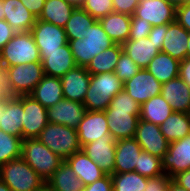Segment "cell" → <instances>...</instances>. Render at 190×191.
I'll list each match as a JSON object with an SVG mask.
<instances>
[{
	"instance_id": "b9f144b4",
	"label": "cell",
	"mask_w": 190,
	"mask_h": 191,
	"mask_svg": "<svg viewBox=\"0 0 190 191\" xmlns=\"http://www.w3.org/2000/svg\"><path fill=\"white\" fill-rule=\"evenodd\" d=\"M152 25L145 19L136 18L131 16V28L129 33L130 40H140L144 37H148L151 31Z\"/></svg>"
},
{
	"instance_id": "484cf974",
	"label": "cell",
	"mask_w": 190,
	"mask_h": 191,
	"mask_svg": "<svg viewBox=\"0 0 190 191\" xmlns=\"http://www.w3.org/2000/svg\"><path fill=\"white\" fill-rule=\"evenodd\" d=\"M106 34L115 44H124L129 39L131 16L111 12L98 20Z\"/></svg>"
},
{
	"instance_id": "60d3db41",
	"label": "cell",
	"mask_w": 190,
	"mask_h": 191,
	"mask_svg": "<svg viewBox=\"0 0 190 191\" xmlns=\"http://www.w3.org/2000/svg\"><path fill=\"white\" fill-rule=\"evenodd\" d=\"M140 107L141 105L123 89L113 97L106 110L140 111Z\"/></svg>"
},
{
	"instance_id": "44dd1931",
	"label": "cell",
	"mask_w": 190,
	"mask_h": 191,
	"mask_svg": "<svg viewBox=\"0 0 190 191\" xmlns=\"http://www.w3.org/2000/svg\"><path fill=\"white\" fill-rule=\"evenodd\" d=\"M23 103L16 96L3 99L0 130L22 138Z\"/></svg>"
},
{
	"instance_id": "277c9868",
	"label": "cell",
	"mask_w": 190,
	"mask_h": 191,
	"mask_svg": "<svg viewBox=\"0 0 190 191\" xmlns=\"http://www.w3.org/2000/svg\"><path fill=\"white\" fill-rule=\"evenodd\" d=\"M41 61L40 51L29 32H16L0 51L2 67H11Z\"/></svg>"
},
{
	"instance_id": "816d5d0a",
	"label": "cell",
	"mask_w": 190,
	"mask_h": 191,
	"mask_svg": "<svg viewBox=\"0 0 190 191\" xmlns=\"http://www.w3.org/2000/svg\"><path fill=\"white\" fill-rule=\"evenodd\" d=\"M179 77L190 87V57L180 61Z\"/></svg>"
},
{
	"instance_id": "8992f818",
	"label": "cell",
	"mask_w": 190,
	"mask_h": 191,
	"mask_svg": "<svg viewBox=\"0 0 190 191\" xmlns=\"http://www.w3.org/2000/svg\"><path fill=\"white\" fill-rule=\"evenodd\" d=\"M37 139L64 161L81 150L77 130L62 124L48 123Z\"/></svg>"
},
{
	"instance_id": "1f68e13d",
	"label": "cell",
	"mask_w": 190,
	"mask_h": 191,
	"mask_svg": "<svg viewBox=\"0 0 190 191\" xmlns=\"http://www.w3.org/2000/svg\"><path fill=\"white\" fill-rule=\"evenodd\" d=\"M173 110L161 94L151 97L140 107V119L160 126Z\"/></svg>"
},
{
	"instance_id": "d6a6232c",
	"label": "cell",
	"mask_w": 190,
	"mask_h": 191,
	"mask_svg": "<svg viewBox=\"0 0 190 191\" xmlns=\"http://www.w3.org/2000/svg\"><path fill=\"white\" fill-rule=\"evenodd\" d=\"M75 6L65 0H46L38 20L64 27Z\"/></svg>"
},
{
	"instance_id": "7dc6e473",
	"label": "cell",
	"mask_w": 190,
	"mask_h": 191,
	"mask_svg": "<svg viewBox=\"0 0 190 191\" xmlns=\"http://www.w3.org/2000/svg\"><path fill=\"white\" fill-rule=\"evenodd\" d=\"M175 20L190 32V2L176 8Z\"/></svg>"
},
{
	"instance_id": "5bb4252c",
	"label": "cell",
	"mask_w": 190,
	"mask_h": 191,
	"mask_svg": "<svg viewBox=\"0 0 190 191\" xmlns=\"http://www.w3.org/2000/svg\"><path fill=\"white\" fill-rule=\"evenodd\" d=\"M86 112L83 103L63 98L47 108L48 122L77 129Z\"/></svg>"
},
{
	"instance_id": "83f0119b",
	"label": "cell",
	"mask_w": 190,
	"mask_h": 191,
	"mask_svg": "<svg viewBox=\"0 0 190 191\" xmlns=\"http://www.w3.org/2000/svg\"><path fill=\"white\" fill-rule=\"evenodd\" d=\"M29 95L36 99L43 107H51L64 98L61 79L44 75L43 79Z\"/></svg>"
},
{
	"instance_id": "74e56055",
	"label": "cell",
	"mask_w": 190,
	"mask_h": 191,
	"mask_svg": "<svg viewBox=\"0 0 190 191\" xmlns=\"http://www.w3.org/2000/svg\"><path fill=\"white\" fill-rule=\"evenodd\" d=\"M134 171L147 178L165 174L162 168V159L143 150L138 156V165Z\"/></svg>"
},
{
	"instance_id": "ee69618b",
	"label": "cell",
	"mask_w": 190,
	"mask_h": 191,
	"mask_svg": "<svg viewBox=\"0 0 190 191\" xmlns=\"http://www.w3.org/2000/svg\"><path fill=\"white\" fill-rule=\"evenodd\" d=\"M113 12L133 16L140 0H112Z\"/></svg>"
},
{
	"instance_id": "8d00e7d4",
	"label": "cell",
	"mask_w": 190,
	"mask_h": 191,
	"mask_svg": "<svg viewBox=\"0 0 190 191\" xmlns=\"http://www.w3.org/2000/svg\"><path fill=\"white\" fill-rule=\"evenodd\" d=\"M23 139L0 130V166L21 157Z\"/></svg>"
},
{
	"instance_id": "bcb514c9",
	"label": "cell",
	"mask_w": 190,
	"mask_h": 191,
	"mask_svg": "<svg viewBox=\"0 0 190 191\" xmlns=\"http://www.w3.org/2000/svg\"><path fill=\"white\" fill-rule=\"evenodd\" d=\"M168 31V24L158 25L151 28L148 38L156 44V48L161 52L165 35Z\"/></svg>"
},
{
	"instance_id": "d590c367",
	"label": "cell",
	"mask_w": 190,
	"mask_h": 191,
	"mask_svg": "<svg viewBox=\"0 0 190 191\" xmlns=\"http://www.w3.org/2000/svg\"><path fill=\"white\" fill-rule=\"evenodd\" d=\"M111 178L113 191H144L148 179L135 171L114 173Z\"/></svg>"
},
{
	"instance_id": "3957f363",
	"label": "cell",
	"mask_w": 190,
	"mask_h": 191,
	"mask_svg": "<svg viewBox=\"0 0 190 191\" xmlns=\"http://www.w3.org/2000/svg\"><path fill=\"white\" fill-rule=\"evenodd\" d=\"M2 69L9 96L29 95L45 75L41 61Z\"/></svg>"
},
{
	"instance_id": "d4e9b609",
	"label": "cell",
	"mask_w": 190,
	"mask_h": 191,
	"mask_svg": "<svg viewBox=\"0 0 190 191\" xmlns=\"http://www.w3.org/2000/svg\"><path fill=\"white\" fill-rule=\"evenodd\" d=\"M72 167L75 175L83 181L86 186L101 179L106 173L81 149L66 160Z\"/></svg>"
},
{
	"instance_id": "7c38bea8",
	"label": "cell",
	"mask_w": 190,
	"mask_h": 191,
	"mask_svg": "<svg viewBox=\"0 0 190 191\" xmlns=\"http://www.w3.org/2000/svg\"><path fill=\"white\" fill-rule=\"evenodd\" d=\"M162 168L170 178L190 169V134L169 143L168 152L162 158Z\"/></svg>"
},
{
	"instance_id": "680465c9",
	"label": "cell",
	"mask_w": 190,
	"mask_h": 191,
	"mask_svg": "<svg viewBox=\"0 0 190 191\" xmlns=\"http://www.w3.org/2000/svg\"><path fill=\"white\" fill-rule=\"evenodd\" d=\"M0 191H12L5 182L0 180Z\"/></svg>"
},
{
	"instance_id": "ac0fdd59",
	"label": "cell",
	"mask_w": 190,
	"mask_h": 191,
	"mask_svg": "<svg viewBox=\"0 0 190 191\" xmlns=\"http://www.w3.org/2000/svg\"><path fill=\"white\" fill-rule=\"evenodd\" d=\"M90 73L83 66H75L61 79L63 97L68 100L84 102L90 84Z\"/></svg>"
},
{
	"instance_id": "5b68a950",
	"label": "cell",
	"mask_w": 190,
	"mask_h": 191,
	"mask_svg": "<svg viewBox=\"0 0 190 191\" xmlns=\"http://www.w3.org/2000/svg\"><path fill=\"white\" fill-rule=\"evenodd\" d=\"M21 158L27 162L45 182L64 161L37 138L23 140Z\"/></svg>"
},
{
	"instance_id": "f6af8a7d",
	"label": "cell",
	"mask_w": 190,
	"mask_h": 191,
	"mask_svg": "<svg viewBox=\"0 0 190 191\" xmlns=\"http://www.w3.org/2000/svg\"><path fill=\"white\" fill-rule=\"evenodd\" d=\"M83 191H113V182L110 174H106L94 183L88 184Z\"/></svg>"
},
{
	"instance_id": "f907efd6",
	"label": "cell",
	"mask_w": 190,
	"mask_h": 191,
	"mask_svg": "<svg viewBox=\"0 0 190 191\" xmlns=\"http://www.w3.org/2000/svg\"><path fill=\"white\" fill-rule=\"evenodd\" d=\"M172 180L179 186L190 191V169L177 173Z\"/></svg>"
},
{
	"instance_id": "c3c4849f",
	"label": "cell",
	"mask_w": 190,
	"mask_h": 191,
	"mask_svg": "<svg viewBox=\"0 0 190 191\" xmlns=\"http://www.w3.org/2000/svg\"><path fill=\"white\" fill-rule=\"evenodd\" d=\"M16 31L6 20H0V51L11 40Z\"/></svg>"
},
{
	"instance_id": "d6986e66",
	"label": "cell",
	"mask_w": 190,
	"mask_h": 191,
	"mask_svg": "<svg viewBox=\"0 0 190 191\" xmlns=\"http://www.w3.org/2000/svg\"><path fill=\"white\" fill-rule=\"evenodd\" d=\"M44 74L61 78L77 66L69 43L59 47L54 52H40Z\"/></svg>"
},
{
	"instance_id": "9f6ffc18",
	"label": "cell",
	"mask_w": 190,
	"mask_h": 191,
	"mask_svg": "<svg viewBox=\"0 0 190 191\" xmlns=\"http://www.w3.org/2000/svg\"><path fill=\"white\" fill-rule=\"evenodd\" d=\"M65 1L74 5L75 7H81L85 2V0H65Z\"/></svg>"
},
{
	"instance_id": "9a60e30c",
	"label": "cell",
	"mask_w": 190,
	"mask_h": 191,
	"mask_svg": "<svg viewBox=\"0 0 190 191\" xmlns=\"http://www.w3.org/2000/svg\"><path fill=\"white\" fill-rule=\"evenodd\" d=\"M106 174H114L116 141L111 135H103L97 141L81 147Z\"/></svg>"
},
{
	"instance_id": "6125c7cd",
	"label": "cell",
	"mask_w": 190,
	"mask_h": 191,
	"mask_svg": "<svg viewBox=\"0 0 190 191\" xmlns=\"http://www.w3.org/2000/svg\"><path fill=\"white\" fill-rule=\"evenodd\" d=\"M3 112V100H0V114Z\"/></svg>"
},
{
	"instance_id": "7bdbcfd3",
	"label": "cell",
	"mask_w": 190,
	"mask_h": 191,
	"mask_svg": "<svg viewBox=\"0 0 190 191\" xmlns=\"http://www.w3.org/2000/svg\"><path fill=\"white\" fill-rule=\"evenodd\" d=\"M171 179L167 174L148 178L144 191H163L169 186Z\"/></svg>"
},
{
	"instance_id": "f546056e",
	"label": "cell",
	"mask_w": 190,
	"mask_h": 191,
	"mask_svg": "<svg viewBox=\"0 0 190 191\" xmlns=\"http://www.w3.org/2000/svg\"><path fill=\"white\" fill-rule=\"evenodd\" d=\"M53 191H83L85 185L65 160L54 174L46 181Z\"/></svg>"
},
{
	"instance_id": "4316f807",
	"label": "cell",
	"mask_w": 190,
	"mask_h": 191,
	"mask_svg": "<svg viewBox=\"0 0 190 191\" xmlns=\"http://www.w3.org/2000/svg\"><path fill=\"white\" fill-rule=\"evenodd\" d=\"M122 49L141 69H146L152 58L160 52L148 37L140 40L128 39L122 44Z\"/></svg>"
},
{
	"instance_id": "681fc988",
	"label": "cell",
	"mask_w": 190,
	"mask_h": 191,
	"mask_svg": "<svg viewBox=\"0 0 190 191\" xmlns=\"http://www.w3.org/2000/svg\"><path fill=\"white\" fill-rule=\"evenodd\" d=\"M22 4L38 19L46 0H21Z\"/></svg>"
},
{
	"instance_id": "f35d334b",
	"label": "cell",
	"mask_w": 190,
	"mask_h": 191,
	"mask_svg": "<svg viewBox=\"0 0 190 191\" xmlns=\"http://www.w3.org/2000/svg\"><path fill=\"white\" fill-rule=\"evenodd\" d=\"M141 68L122 51L116 64L114 73L119 77V80L124 83L132 78Z\"/></svg>"
},
{
	"instance_id": "30bf717a",
	"label": "cell",
	"mask_w": 190,
	"mask_h": 191,
	"mask_svg": "<svg viewBox=\"0 0 190 191\" xmlns=\"http://www.w3.org/2000/svg\"><path fill=\"white\" fill-rule=\"evenodd\" d=\"M135 139L143 151L161 159L168 152L170 142L165 139L160 127L152 122L139 119Z\"/></svg>"
},
{
	"instance_id": "8fae6325",
	"label": "cell",
	"mask_w": 190,
	"mask_h": 191,
	"mask_svg": "<svg viewBox=\"0 0 190 191\" xmlns=\"http://www.w3.org/2000/svg\"><path fill=\"white\" fill-rule=\"evenodd\" d=\"M31 33L40 52H54L68 43L63 27L38 19H36Z\"/></svg>"
},
{
	"instance_id": "836d02e7",
	"label": "cell",
	"mask_w": 190,
	"mask_h": 191,
	"mask_svg": "<svg viewBox=\"0 0 190 191\" xmlns=\"http://www.w3.org/2000/svg\"><path fill=\"white\" fill-rule=\"evenodd\" d=\"M122 51L121 44H114L98 55H95L85 68L90 75L114 72Z\"/></svg>"
},
{
	"instance_id": "7402d4cb",
	"label": "cell",
	"mask_w": 190,
	"mask_h": 191,
	"mask_svg": "<svg viewBox=\"0 0 190 191\" xmlns=\"http://www.w3.org/2000/svg\"><path fill=\"white\" fill-rule=\"evenodd\" d=\"M4 20L16 32H29L36 22V17L22 4L21 0H3Z\"/></svg>"
},
{
	"instance_id": "9c48e42d",
	"label": "cell",
	"mask_w": 190,
	"mask_h": 191,
	"mask_svg": "<svg viewBox=\"0 0 190 191\" xmlns=\"http://www.w3.org/2000/svg\"><path fill=\"white\" fill-rule=\"evenodd\" d=\"M129 96L142 105L151 97L161 94L160 83L147 69H140L132 78L123 83Z\"/></svg>"
},
{
	"instance_id": "6f0895ef",
	"label": "cell",
	"mask_w": 190,
	"mask_h": 191,
	"mask_svg": "<svg viewBox=\"0 0 190 191\" xmlns=\"http://www.w3.org/2000/svg\"><path fill=\"white\" fill-rule=\"evenodd\" d=\"M36 191H53V189L45 182L39 189Z\"/></svg>"
},
{
	"instance_id": "4fadbf2b",
	"label": "cell",
	"mask_w": 190,
	"mask_h": 191,
	"mask_svg": "<svg viewBox=\"0 0 190 191\" xmlns=\"http://www.w3.org/2000/svg\"><path fill=\"white\" fill-rule=\"evenodd\" d=\"M133 15L154 27L174 22L176 8L165 0H140Z\"/></svg>"
},
{
	"instance_id": "603a6c76",
	"label": "cell",
	"mask_w": 190,
	"mask_h": 191,
	"mask_svg": "<svg viewBox=\"0 0 190 191\" xmlns=\"http://www.w3.org/2000/svg\"><path fill=\"white\" fill-rule=\"evenodd\" d=\"M188 39L189 32L175 20L168 24L161 52L183 61L187 57Z\"/></svg>"
},
{
	"instance_id": "4dcf8cb0",
	"label": "cell",
	"mask_w": 190,
	"mask_h": 191,
	"mask_svg": "<svg viewBox=\"0 0 190 191\" xmlns=\"http://www.w3.org/2000/svg\"><path fill=\"white\" fill-rule=\"evenodd\" d=\"M159 127L168 142L180 140L190 134V114L172 112Z\"/></svg>"
},
{
	"instance_id": "ba28073f",
	"label": "cell",
	"mask_w": 190,
	"mask_h": 191,
	"mask_svg": "<svg viewBox=\"0 0 190 191\" xmlns=\"http://www.w3.org/2000/svg\"><path fill=\"white\" fill-rule=\"evenodd\" d=\"M23 103L22 139L37 138L47 126V108L30 95L16 96Z\"/></svg>"
},
{
	"instance_id": "7a4b0ae2",
	"label": "cell",
	"mask_w": 190,
	"mask_h": 191,
	"mask_svg": "<svg viewBox=\"0 0 190 191\" xmlns=\"http://www.w3.org/2000/svg\"><path fill=\"white\" fill-rule=\"evenodd\" d=\"M68 43L77 66L83 67H86L95 55L115 44L98 20L88 27L85 38L70 40Z\"/></svg>"
},
{
	"instance_id": "ab89813d",
	"label": "cell",
	"mask_w": 190,
	"mask_h": 191,
	"mask_svg": "<svg viewBox=\"0 0 190 191\" xmlns=\"http://www.w3.org/2000/svg\"><path fill=\"white\" fill-rule=\"evenodd\" d=\"M96 20L113 12V1L112 0H85L81 6Z\"/></svg>"
},
{
	"instance_id": "cb8c5ba5",
	"label": "cell",
	"mask_w": 190,
	"mask_h": 191,
	"mask_svg": "<svg viewBox=\"0 0 190 191\" xmlns=\"http://www.w3.org/2000/svg\"><path fill=\"white\" fill-rule=\"evenodd\" d=\"M141 146L135 138L116 141L114 173H126L135 170Z\"/></svg>"
},
{
	"instance_id": "e575fe53",
	"label": "cell",
	"mask_w": 190,
	"mask_h": 191,
	"mask_svg": "<svg viewBox=\"0 0 190 191\" xmlns=\"http://www.w3.org/2000/svg\"><path fill=\"white\" fill-rule=\"evenodd\" d=\"M95 21L96 19L82 7H75L69 20L63 27L66 32L68 42L78 38L81 40L85 38L88 27L91 26Z\"/></svg>"
},
{
	"instance_id": "db71d44e",
	"label": "cell",
	"mask_w": 190,
	"mask_h": 191,
	"mask_svg": "<svg viewBox=\"0 0 190 191\" xmlns=\"http://www.w3.org/2000/svg\"><path fill=\"white\" fill-rule=\"evenodd\" d=\"M170 191H188L187 189L176 184L172 179L170 180Z\"/></svg>"
},
{
	"instance_id": "be15d7a7",
	"label": "cell",
	"mask_w": 190,
	"mask_h": 191,
	"mask_svg": "<svg viewBox=\"0 0 190 191\" xmlns=\"http://www.w3.org/2000/svg\"><path fill=\"white\" fill-rule=\"evenodd\" d=\"M0 75H4V70L2 69L1 63H0Z\"/></svg>"
},
{
	"instance_id": "ffe728a7",
	"label": "cell",
	"mask_w": 190,
	"mask_h": 191,
	"mask_svg": "<svg viewBox=\"0 0 190 191\" xmlns=\"http://www.w3.org/2000/svg\"><path fill=\"white\" fill-rule=\"evenodd\" d=\"M161 95L173 112L190 114V87L179 76L162 83Z\"/></svg>"
},
{
	"instance_id": "f1b7e54d",
	"label": "cell",
	"mask_w": 190,
	"mask_h": 191,
	"mask_svg": "<svg viewBox=\"0 0 190 191\" xmlns=\"http://www.w3.org/2000/svg\"><path fill=\"white\" fill-rule=\"evenodd\" d=\"M160 83L179 76L180 61L169 54L159 52L146 68Z\"/></svg>"
},
{
	"instance_id": "11a10c76",
	"label": "cell",
	"mask_w": 190,
	"mask_h": 191,
	"mask_svg": "<svg viewBox=\"0 0 190 191\" xmlns=\"http://www.w3.org/2000/svg\"><path fill=\"white\" fill-rule=\"evenodd\" d=\"M165 1L172 4L175 8L186 3V0H165Z\"/></svg>"
},
{
	"instance_id": "52a82bcc",
	"label": "cell",
	"mask_w": 190,
	"mask_h": 191,
	"mask_svg": "<svg viewBox=\"0 0 190 191\" xmlns=\"http://www.w3.org/2000/svg\"><path fill=\"white\" fill-rule=\"evenodd\" d=\"M0 180L12 191H36L45 183L21 157L0 166Z\"/></svg>"
},
{
	"instance_id": "91938a15",
	"label": "cell",
	"mask_w": 190,
	"mask_h": 191,
	"mask_svg": "<svg viewBox=\"0 0 190 191\" xmlns=\"http://www.w3.org/2000/svg\"><path fill=\"white\" fill-rule=\"evenodd\" d=\"M0 20H4L3 0H0Z\"/></svg>"
},
{
	"instance_id": "2e32d148",
	"label": "cell",
	"mask_w": 190,
	"mask_h": 191,
	"mask_svg": "<svg viewBox=\"0 0 190 191\" xmlns=\"http://www.w3.org/2000/svg\"><path fill=\"white\" fill-rule=\"evenodd\" d=\"M110 135L117 140L135 138L140 111L105 110Z\"/></svg>"
},
{
	"instance_id": "94428289",
	"label": "cell",
	"mask_w": 190,
	"mask_h": 191,
	"mask_svg": "<svg viewBox=\"0 0 190 191\" xmlns=\"http://www.w3.org/2000/svg\"><path fill=\"white\" fill-rule=\"evenodd\" d=\"M187 57H190V32H189V39L187 44Z\"/></svg>"
},
{
	"instance_id": "e7e4bbea",
	"label": "cell",
	"mask_w": 190,
	"mask_h": 191,
	"mask_svg": "<svg viewBox=\"0 0 190 191\" xmlns=\"http://www.w3.org/2000/svg\"><path fill=\"white\" fill-rule=\"evenodd\" d=\"M163 191H170V183H169V186Z\"/></svg>"
},
{
	"instance_id": "f5cc1de1",
	"label": "cell",
	"mask_w": 190,
	"mask_h": 191,
	"mask_svg": "<svg viewBox=\"0 0 190 191\" xmlns=\"http://www.w3.org/2000/svg\"><path fill=\"white\" fill-rule=\"evenodd\" d=\"M9 94L6 88L5 75H0V100L8 98Z\"/></svg>"
},
{
	"instance_id": "e0dca14e",
	"label": "cell",
	"mask_w": 190,
	"mask_h": 191,
	"mask_svg": "<svg viewBox=\"0 0 190 191\" xmlns=\"http://www.w3.org/2000/svg\"><path fill=\"white\" fill-rule=\"evenodd\" d=\"M76 130L81 147L110 135L105 111H87Z\"/></svg>"
},
{
	"instance_id": "6da1fadb",
	"label": "cell",
	"mask_w": 190,
	"mask_h": 191,
	"mask_svg": "<svg viewBox=\"0 0 190 191\" xmlns=\"http://www.w3.org/2000/svg\"><path fill=\"white\" fill-rule=\"evenodd\" d=\"M123 90V83L114 73L91 75L83 105L87 111H105L113 97Z\"/></svg>"
}]
</instances>
